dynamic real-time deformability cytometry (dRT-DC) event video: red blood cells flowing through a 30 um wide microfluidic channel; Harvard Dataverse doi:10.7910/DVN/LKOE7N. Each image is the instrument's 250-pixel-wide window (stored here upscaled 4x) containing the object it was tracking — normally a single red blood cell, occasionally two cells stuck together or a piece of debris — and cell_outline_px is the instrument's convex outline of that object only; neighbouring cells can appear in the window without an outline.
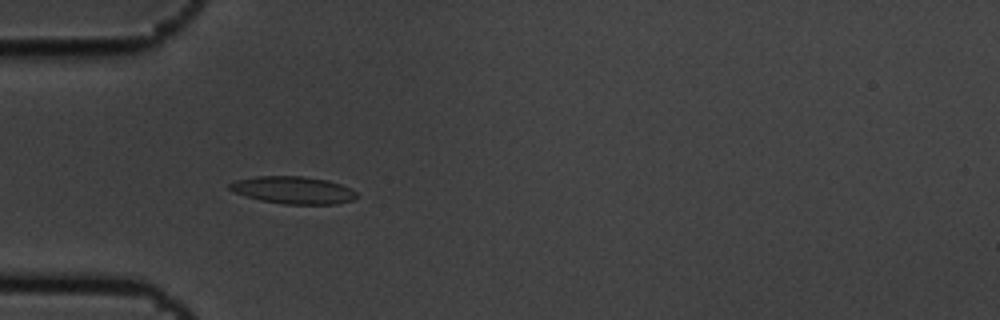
{"species": "common noctule bat (a hibernating species)", "species_latin": "Nyctalus noctula", "temperature_condition": "cold", "stored_images_in_passage": 6, "camera_frame_rate_fps": 3000, "um_per_image_px": 0.085, "animal": {"sex": "male", "body_mass_g": 19.5, "forearm_length_mm": 54.6}, "frame": {"image": 1, "passage_image": 5, "time_ms": 1.333, "image_size_px": [1000, 320], "cell_outline_px": [[356, 196], [352, 200], [336, 204], [284, 204], [260, 200], [232, 192], [228, 188], [228, 184], [236, 180], [256, 176], [300, 176], [328, 180], [352, 188], [356, 192]], "centroid_in_image_um": [24.9, 16.15], "position_along_channel_um": 60.1, "area_um2": 20.29}}
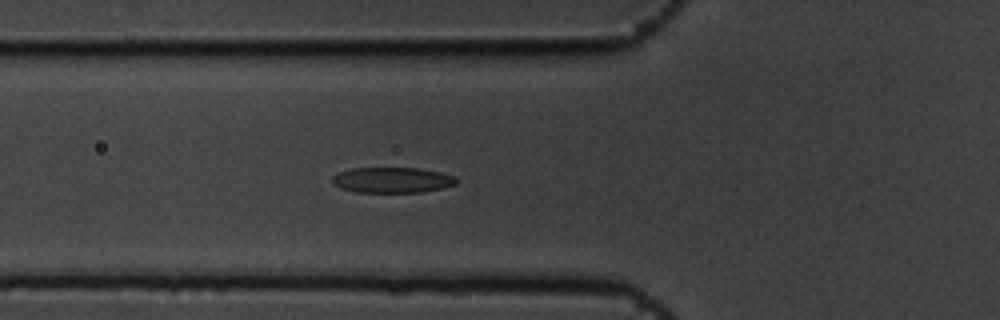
{"frame": {"image": 2, "passage_image": 6, "time_ms": 1.667, "image_size_px": [1000, 320], "cell_outline_px": [[460, 180], [456, 184], [440, 188], [420, 192], [356, 192], [340, 188], [332, 184], [332, 176], [340, 172], [352, 168], [420, 168], [440, 172], [456, 176]], "centroid_in_image_um": [33.35, 15.3], "position_along_channel_um": 92.5, "area_um2": 18.55}}